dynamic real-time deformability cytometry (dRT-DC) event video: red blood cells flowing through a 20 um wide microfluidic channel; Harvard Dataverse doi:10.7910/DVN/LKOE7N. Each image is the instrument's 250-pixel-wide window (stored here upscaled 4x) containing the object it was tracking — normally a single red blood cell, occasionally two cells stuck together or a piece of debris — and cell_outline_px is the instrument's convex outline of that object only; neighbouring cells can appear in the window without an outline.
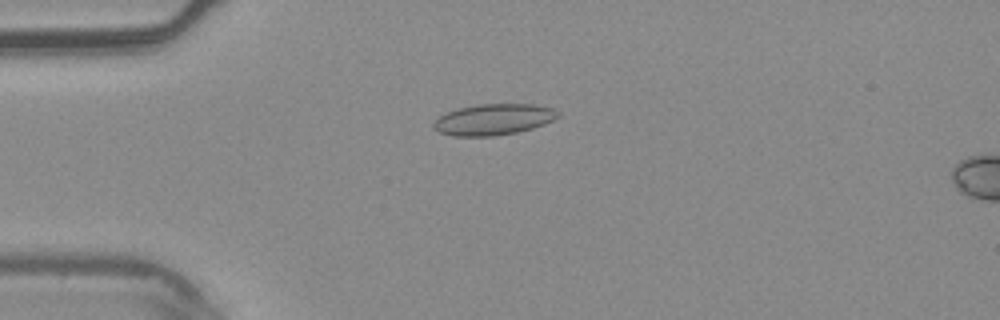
{"species": "common noctule bat (a hibernating species)", "species_latin": "Nyctalus noctula", "temperature_condition": "warm", "stored_images_in_passage": 5, "camera_frame_rate_fps": 3000, "um_per_image_px": 0.085, "animal": {"sex": "male", "body_mass_g": 20.4}, "frame": {"image": 1, "passage_image": 4, "time_ms": 1.0, "image_size_px": [1000, 320], "cell_outline_px": [[560, 116], [544, 124], [532, 128], [516, 132], [496, 136], [452, 136], [440, 132], [432, 128], [432, 124], [440, 116], [456, 108], [480, 104], [532, 104], [552, 108], [560, 112]], "centroid_in_image_um": [41.94, 10.15], "position_along_channel_um": 43.1, "area_um2": 22.54}}